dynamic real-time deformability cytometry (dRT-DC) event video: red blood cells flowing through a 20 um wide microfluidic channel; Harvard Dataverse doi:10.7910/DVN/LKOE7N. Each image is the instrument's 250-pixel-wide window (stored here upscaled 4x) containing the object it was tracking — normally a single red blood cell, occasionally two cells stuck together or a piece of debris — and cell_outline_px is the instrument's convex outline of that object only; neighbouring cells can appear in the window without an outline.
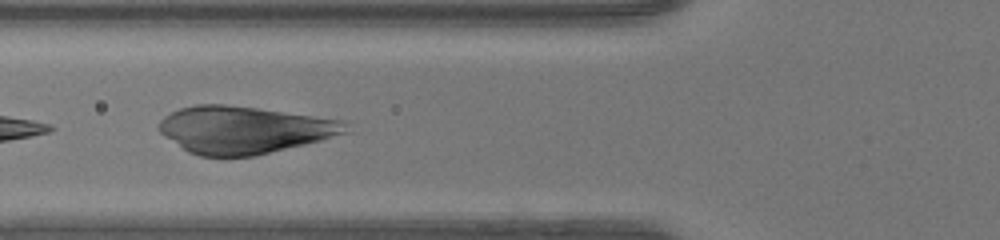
{"species": "human", "species_latin": "Homo sapiens", "temperature_condition": "warm", "stored_images_in_passage": 29, "camera_frame_rate_fps": 3000, "um_per_image_px": 0.085, "donor": {"sex": "female"}, "frame": {"image": 1, "passage_image": 17, "time_ms": 5.333, "image_size_px": [1000, 240], "cell_outline_px": [[348, 132], [320, 140], [304, 144], [252, 156], [200, 156], [188, 152], [164, 136], [156, 128], [160, 120], [164, 116], [180, 108], [196, 104], [224, 104], [256, 108], [340, 120], [348, 124]], "centroid_in_image_um": [20.67, 11.03], "position_along_channel_um": 105.1, "area_um2": 50.86}}